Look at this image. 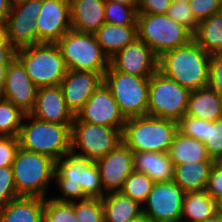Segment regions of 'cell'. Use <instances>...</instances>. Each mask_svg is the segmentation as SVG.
Segmentation results:
<instances>
[{
    "label": "cell",
    "mask_w": 222,
    "mask_h": 222,
    "mask_svg": "<svg viewBox=\"0 0 222 222\" xmlns=\"http://www.w3.org/2000/svg\"><path fill=\"white\" fill-rule=\"evenodd\" d=\"M104 82L100 73L68 70L60 83L68 108L76 115Z\"/></svg>",
    "instance_id": "19"
},
{
    "label": "cell",
    "mask_w": 222,
    "mask_h": 222,
    "mask_svg": "<svg viewBox=\"0 0 222 222\" xmlns=\"http://www.w3.org/2000/svg\"><path fill=\"white\" fill-rule=\"evenodd\" d=\"M208 156L215 162L222 161V118L214 122L207 121L206 141Z\"/></svg>",
    "instance_id": "36"
},
{
    "label": "cell",
    "mask_w": 222,
    "mask_h": 222,
    "mask_svg": "<svg viewBox=\"0 0 222 222\" xmlns=\"http://www.w3.org/2000/svg\"><path fill=\"white\" fill-rule=\"evenodd\" d=\"M12 4L13 0H0V26H4L6 24Z\"/></svg>",
    "instance_id": "46"
},
{
    "label": "cell",
    "mask_w": 222,
    "mask_h": 222,
    "mask_svg": "<svg viewBox=\"0 0 222 222\" xmlns=\"http://www.w3.org/2000/svg\"><path fill=\"white\" fill-rule=\"evenodd\" d=\"M105 22L115 25H137V9L118 2L105 1Z\"/></svg>",
    "instance_id": "33"
},
{
    "label": "cell",
    "mask_w": 222,
    "mask_h": 222,
    "mask_svg": "<svg viewBox=\"0 0 222 222\" xmlns=\"http://www.w3.org/2000/svg\"><path fill=\"white\" fill-rule=\"evenodd\" d=\"M23 119L31 121L21 124L18 134L20 148L47 155L55 161L71 152V125L41 121L30 114H25Z\"/></svg>",
    "instance_id": "4"
},
{
    "label": "cell",
    "mask_w": 222,
    "mask_h": 222,
    "mask_svg": "<svg viewBox=\"0 0 222 222\" xmlns=\"http://www.w3.org/2000/svg\"><path fill=\"white\" fill-rule=\"evenodd\" d=\"M122 143V130L81 121L76 115L71 125V151L93 162ZM80 152H76L77 149Z\"/></svg>",
    "instance_id": "11"
},
{
    "label": "cell",
    "mask_w": 222,
    "mask_h": 222,
    "mask_svg": "<svg viewBox=\"0 0 222 222\" xmlns=\"http://www.w3.org/2000/svg\"><path fill=\"white\" fill-rule=\"evenodd\" d=\"M94 35L102 51L110 59L138 38L137 25L121 26L105 22Z\"/></svg>",
    "instance_id": "23"
},
{
    "label": "cell",
    "mask_w": 222,
    "mask_h": 222,
    "mask_svg": "<svg viewBox=\"0 0 222 222\" xmlns=\"http://www.w3.org/2000/svg\"><path fill=\"white\" fill-rule=\"evenodd\" d=\"M150 77L122 73L110 65L104 84L110 89L125 119L147 115Z\"/></svg>",
    "instance_id": "9"
},
{
    "label": "cell",
    "mask_w": 222,
    "mask_h": 222,
    "mask_svg": "<svg viewBox=\"0 0 222 222\" xmlns=\"http://www.w3.org/2000/svg\"><path fill=\"white\" fill-rule=\"evenodd\" d=\"M185 115L214 122L222 118V98L208 86L191 91Z\"/></svg>",
    "instance_id": "26"
},
{
    "label": "cell",
    "mask_w": 222,
    "mask_h": 222,
    "mask_svg": "<svg viewBox=\"0 0 222 222\" xmlns=\"http://www.w3.org/2000/svg\"><path fill=\"white\" fill-rule=\"evenodd\" d=\"M106 0H69L72 30L94 34L105 23Z\"/></svg>",
    "instance_id": "21"
},
{
    "label": "cell",
    "mask_w": 222,
    "mask_h": 222,
    "mask_svg": "<svg viewBox=\"0 0 222 222\" xmlns=\"http://www.w3.org/2000/svg\"><path fill=\"white\" fill-rule=\"evenodd\" d=\"M171 1H178V2H182V3H190V0H171Z\"/></svg>",
    "instance_id": "53"
},
{
    "label": "cell",
    "mask_w": 222,
    "mask_h": 222,
    "mask_svg": "<svg viewBox=\"0 0 222 222\" xmlns=\"http://www.w3.org/2000/svg\"><path fill=\"white\" fill-rule=\"evenodd\" d=\"M178 130L188 137H193L201 142H205L207 121L193 116L184 115L178 122Z\"/></svg>",
    "instance_id": "38"
},
{
    "label": "cell",
    "mask_w": 222,
    "mask_h": 222,
    "mask_svg": "<svg viewBox=\"0 0 222 222\" xmlns=\"http://www.w3.org/2000/svg\"><path fill=\"white\" fill-rule=\"evenodd\" d=\"M203 222H222V216L217 213L212 218H209L208 220H205Z\"/></svg>",
    "instance_id": "50"
},
{
    "label": "cell",
    "mask_w": 222,
    "mask_h": 222,
    "mask_svg": "<svg viewBox=\"0 0 222 222\" xmlns=\"http://www.w3.org/2000/svg\"><path fill=\"white\" fill-rule=\"evenodd\" d=\"M209 66L210 54L193 39L158 57V71L190 91L208 86Z\"/></svg>",
    "instance_id": "2"
},
{
    "label": "cell",
    "mask_w": 222,
    "mask_h": 222,
    "mask_svg": "<svg viewBox=\"0 0 222 222\" xmlns=\"http://www.w3.org/2000/svg\"><path fill=\"white\" fill-rule=\"evenodd\" d=\"M166 15L186 27L192 34L195 33L199 22L195 19L188 3L171 1Z\"/></svg>",
    "instance_id": "37"
},
{
    "label": "cell",
    "mask_w": 222,
    "mask_h": 222,
    "mask_svg": "<svg viewBox=\"0 0 222 222\" xmlns=\"http://www.w3.org/2000/svg\"><path fill=\"white\" fill-rule=\"evenodd\" d=\"M130 222H151L147 217H145L144 215L140 216L139 218L130 221Z\"/></svg>",
    "instance_id": "51"
},
{
    "label": "cell",
    "mask_w": 222,
    "mask_h": 222,
    "mask_svg": "<svg viewBox=\"0 0 222 222\" xmlns=\"http://www.w3.org/2000/svg\"><path fill=\"white\" fill-rule=\"evenodd\" d=\"M9 65H0V99L4 97V83Z\"/></svg>",
    "instance_id": "47"
},
{
    "label": "cell",
    "mask_w": 222,
    "mask_h": 222,
    "mask_svg": "<svg viewBox=\"0 0 222 222\" xmlns=\"http://www.w3.org/2000/svg\"><path fill=\"white\" fill-rule=\"evenodd\" d=\"M101 201L105 222H130L143 215L142 205L120 191L105 194Z\"/></svg>",
    "instance_id": "27"
},
{
    "label": "cell",
    "mask_w": 222,
    "mask_h": 222,
    "mask_svg": "<svg viewBox=\"0 0 222 222\" xmlns=\"http://www.w3.org/2000/svg\"><path fill=\"white\" fill-rule=\"evenodd\" d=\"M18 197L12 166L0 167V206Z\"/></svg>",
    "instance_id": "39"
},
{
    "label": "cell",
    "mask_w": 222,
    "mask_h": 222,
    "mask_svg": "<svg viewBox=\"0 0 222 222\" xmlns=\"http://www.w3.org/2000/svg\"><path fill=\"white\" fill-rule=\"evenodd\" d=\"M215 161H191L174 164L173 181L184 191H203Z\"/></svg>",
    "instance_id": "25"
},
{
    "label": "cell",
    "mask_w": 222,
    "mask_h": 222,
    "mask_svg": "<svg viewBox=\"0 0 222 222\" xmlns=\"http://www.w3.org/2000/svg\"><path fill=\"white\" fill-rule=\"evenodd\" d=\"M205 190L216 202L222 198V161L214 162Z\"/></svg>",
    "instance_id": "43"
},
{
    "label": "cell",
    "mask_w": 222,
    "mask_h": 222,
    "mask_svg": "<svg viewBox=\"0 0 222 222\" xmlns=\"http://www.w3.org/2000/svg\"><path fill=\"white\" fill-rule=\"evenodd\" d=\"M133 159L134 152L122 142L106 156L95 161L106 194L122 190L125 180L134 171Z\"/></svg>",
    "instance_id": "16"
},
{
    "label": "cell",
    "mask_w": 222,
    "mask_h": 222,
    "mask_svg": "<svg viewBox=\"0 0 222 222\" xmlns=\"http://www.w3.org/2000/svg\"><path fill=\"white\" fill-rule=\"evenodd\" d=\"M109 65L122 73L151 77L158 70V56L137 38L110 58Z\"/></svg>",
    "instance_id": "17"
},
{
    "label": "cell",
    "mask_w": 222,
    "mask_h": 222,
    "mask_svg": "<svg viewBox=\"0 0 222 222\" xmlns=\"http://www.w3.org/2000/svg\"><path fill=\"white\" fill-rule=\"evenodd\" d=\"M12 169L19 196L46 198L47 187L54 179V159L19 148Z\"/></svg>",
    "instance_id": "5"
},
{
    "label": "cell",
    "mask_w": 222,
    "mask_h": 222,
    "mask_svg": "<svg viewBox=\"0 0 222 222\" xmlns=\"http://www.w3.org/2000/svg\"><path fill=\"white\" fill-rule=\"evenodd\" d=\"M44 198L20 196L0 206V222H43Z\"/></svg>",
    "instance_id": "22"
},
{
    "label": "cell",
    "mask_w": 222,
    "mask_h": 222,
    "mask_svg": "<svg viewBox=\"0 0 222 222\" xmlns=\"http://www.w3.org/2000/svg\"><path fill=\"white\" fill-rule=\"evenodd\" d=\"M218 13L222 16V0H221V3H220Z\"/></svg>",
    "instance_id": "54"
},
{
    "label": "cell",
    "mask_w": 222,
    "mask_h": 222,
    "mask_svg": "<svg viewBox=\"0 0 222 222\" xmlns=\"http://www.w3.org/2000/svg\"><path fill=\"white\" fill-rule=\"evenodd\" d=\"M31 116L54 124L72 125L75 115L68 108L60 85L40 87Z\"/></svg>",
    "instance_id": "20"
},
{
    "label": "cell",
    "mask_w": 222,
    "mask_h": 222,
    "mask_svg": "<svg viewBox=\"0 0 222 222\" xmlns=\"http://www.w3.org/2000/svg\"><path fill=\"white\" fill-rule=\"evenodd\" d=\"M37 44H56L71 30L69 0H42V7L36 18Z\"/></svg>",
    "instance_id": "14"
},
{
    "label": "cell",
    "mask_w": 222,
    "mask_h": 222,
    "mask_svg": "<svg viewBox=\"0 0 222 222\" xmlns=\"http://www.w3.org/2000/svg\"><path fill=\"white\" fill-rule=\"evenodd\" d=\"M155 182L146 174L133 171L120 192L143 206Z\"/></svg>",
    "instance_id": "31"
},
{
    "label": "cell",
    "mask_w": 222,
    "mask_h": 222,
    "mask_svg": "<svg viewBox=\"0 0 222 222\" xmlns=\"http://www.w3.org/2000/svg\"><path fill=\"white\" fill-rule=\"evenodd\" d=\"M76 116L81 121L121 130H123L126 121L110 89L104 82L88 99Z\"/></svg>",
    "instance_id": "15"
},
{
    "label": "cell",
    "mask_w": 222,
    "mask_h": 222,
    "mask_svg": "<svg viewBox=\"0 0 222 222\" xmlns=\"http://www.w3.org/2000/svg\"><path fill=\"white\" fill-rule=\"evenodd\" d=\"M56 45L68 70L91 71L104 77L109 67V58L102 51L94 34L71 29Z\"/></svg>",
    "instance_id": "7"
},
{
    "label": "cell",
    "mask_w": 222,
    "mask_h": 222,
    "mask_svg": "<svg viewBox=\"0 0 222 222\" xmlns=\"http://www.w3.org/2000/svg\"><path fill=\"white\" fill-rule=\"evenodd\" d=\"M171 0H138L137 13L166 14Z\"/></svg>",
    "instance_id": "44"
},
{
    "label": "cell",
    "mask_w": 222,
    "mask_h": 222,
    "mask_svg": "<svg viewBox=\"0 0 222 222\" xmlns=\"http://www.w3.org/2000/svg\"><path fill=\"white\" fill-rule=\"evenodd\" d=\"M190 92L157 70L149 81L147 115L179 122L186 114Z\"/></svg>",
    "instance_id": "10"
},
{
    "label": "cell",
    "mask_w": 222,
    "mask_h": 222,
    "mask_svg": "<svg viewBox=\"0 0 222 222\" xmlns=\"http://www.w3.org/2000/svg\"><path fill=\"white\" fill-rule=\"evenodd\" d=\"M16 58L38 88L60 85L68 71L56 44L38 43L19 48Z\"/></svg>",
    "instance_id": "6"
},
{
    "label": "cell",
    "mask_w": 222,
    "mask_h": 222,
    "mask_svg": "<svg viewBox=\"0 0 222 222\" xmlns=\"http://www.w3.org/2000/svg\"><path fill=\"white\" fill-rule=\"evenodd\" d=\"M38 89L16 58L7 69L3 99L11 101L22 112L29 114L35 105Z\"/></svg>",
    "instance_id": "18"
},
{
    "label": "cell",
    "mask_w": 222,
    "mask_h": 222,
    "mask_svg": "<svg viewBox=\"0 0 222 222\" xmlns=\"http://www.w3.org/2000/svg\"><path fill=\"white\" fill-rule=\"evenodd\" d=\"M43 222H77L74 202H61L45 198Z\"/></svg>",
    "instance_id": "34"
},
{
    "label": "cell",
    "mask_w": 222,
    "mask_h": 222,
    "mask_svg": "<svg viewBox=\"0 0 222 222\" xmlns=\"http://www.w3.org/2000/svg\"><path fill=\"white\" fill-rule=\"evenodd\" d=\"M19 148L18 137L0 136V167L12 166Z\"/></svg>",
    "instance_id": "41"
},
{
    "label": "cell",
    "mask_w": 222,
    "mask_h": 222,
    "mask_svg": "<svg viewBox=\"0 0 222 222\" xmlns=\"http://www.w3.org/2000/svg\"><path fill=\"white\" fill-rule=\"evenodd\" d=\"M8 42L6 27L5 25L0 26V48L4 47Z\"/></svg>",
    "instance_id": "48"
},
{
    "label": "cell",
    "mask_w": 222,
    "mask_h": 222,
    "mask_svg": "<svg viewBox=\"0 0 222 222\" xmlns=\"http://www.w3.org/2000/svg\"><path fill=\"white\" fill-rule=\"evenodd\" d=\"M178 122L149 115L128 118L122 130V142L134 153H168Z\"/></svg>",
    "instance_id": "3"
},
{
    "label": "cell",
    "mask_w": 222,
    "mask_h": 222,
    "mask_svg": "<svg viewBox=\"0 0 222 222\" xmlns=\"http://www.w3.org/2000/svg\"><path fill=\"white\" fill-rule=\"evenodd\" d=\"M108 1L122 3L128 6H133L136 9H138V0H108Z\"/></svg>",
    "instance_id": "49"
},
{
    "label": "cell",
    "mask_w": 222,
    "mask_h": 222,
    "mask_svg": "<svg viewBox=\"0 0 222 222\" xmlns=\"http://www.w3.org/2000/svg\"><path fill=\"white\" fill-rule=\"evenodd\" d=\"M217 213L222 216V198L217 201Z\"/></svg>",
    "instance_id": "52"
},
{
    "label": "cell",
    "mask_w": 222,
    "mask_h": 222,
    "mask_svg": "<svg viewBox=\"0 0 222 222\" xmlns=\"http://www.w3.org/2000/svg\"><path fill=\"white\" fill-rule=\"evenodd\" d=\"M74 212L77 222H105L104 208L100 198L74 201Z\"/></svg>",
    "instance_id": "35"
},
{
    "label": "cell",
    "mask_w": 222,
    "mask_h": 222,
    "mask_svg": "<svg viewBox=\"0 0 222 222\" xmlns=\"http://www.w3.org/2000/svg\"><path fill=\"white\" fill-rule=\"evenodd\" d=\"M208 87L222 98V52L210 55Z\"/></svg>",
    "instance_id": "40"
},
{
    "label": "cell",
    "mask_w": 222,
    "mask_h": 222,
    "mask_svg": "<svg viewBox=\"0 0 222 222\" xmlns=\"http://www.w3.org/2000/svg\"><path fill=\"white\" fill-rule=\"evenodd\" d=\"M168 155L173 164H183L191 161H214L208 156L204 142L188 137L179 130L174 135Z\"/></svg>",
    "instance_id": "29"
},
{
    "label": "cell",
    "mask_w": 222,
    "mask_h": 222,
    "mask_svg": "<svg viewBox=\"0 0 222 222\" xmlns=\"http://www.w3.org/2000/svg\"><path fill=\"white\" fill-rule=\"evenodd\" d=\"M193 40L210 55L222 52V16L216 13L200 21Z\"/></svg>",
    "instance_id": "30"
},
{
    "label": "cell",
    "mask_w": 222,
    "mask_h": 222,
    "mask_svg": "<svg viewBox=\"0 0 222 222\" xmlns=\"http://www.w3.org/2000/svg\"><path fill=\"white\" fill-rule=\"evenodd\" d=\"M216 214L217 202L206 190L185 192L181 222H203Z\"/></svg>",
    "instance_id": "28"
},
{
    "label": "cell",
    "mask_w": 222,
    "mask_h": 222,
    "mask_svg": "<svg viewBox=\"0 0 222 222\" xmlns=\"http://www.w3.org/2000/svg\"><path fill=\"white\" fill-rule=\"evenodd\" d=\"M221 0H190V9L195 19L200 22L218 13Z\"/></svg>",
    "instance_id": "42"
},
{
    "label": "cell",
    "mask_w": 222,
    "mask_h": 222,
    "mask_svg": "<svg viewBox=\"0 0 222 222\" xmlns=\"http://www.w3.org/2000/svg\"><path fill=\"white\" fill-rule=\"evenodd\" d=\"M138 39L159 57L162 53L188 44L193 34L166 14L137 13Z\"/></svg>",
    "instance_id": "8"
},
{
    "label": "cell",
    "mask_w": 222,
    "mask_h": 222,
    "mask_svg": "<svg viewBox=\"0 0 222 222\" xmlns=\"http://www.w3.org/2000/svg\"><path fill=\"white\" fill-rule=\"evenodd\" d=\"M134 170L148 175L155 183L173 180L174 164L168 153H134Z\"/></svg>",
    "instance_id": "24"
},
{
    "label": "cell",
    "mask_w": 222,
    "mask_h": 222,
    "mask_svg": "<svg viewBox=\"0 0 222 222\" xmlns=\"http://www.w3.org/2000/svg\"><path fill=\"white\" fill-rule=\"evenodd\" d=\"M185 192L172 180L157 182L149 193L142 213L151 222H181Z\"/></svg>",
    "instance_id": "12"
},
{
    "label": "cell",
    "mask_w": 222,
    "mask_h": 222,
    "mask_svg": "<svg viewBox=\"0 0 222 222\" xmlns=\"http://www.w3.org/2000/svg\"><path fill=\"white\" fill-rule=\"evenodd\" d=\"M17 49L8 42L0 48V65H10L16 59Z\"/></svg>",
    "instance_id": "45"
},
{
    "label": "cell",
    "mask_w": 222,
    "mask_h": 222,
    "mask_svg": "<svg viewBox=\"0 0 222 222\" xmlns=\"http://www.w3.org/2000/svg\"><path fill=\"white\" fill-rule=\"evenodd\" d=\"M54 179L63 195L52 198L57 201L101 199L105 195L96 163L72 151L55 161Z\"/></svg>",
    "instance_id": "1"
},
{
    "label": "cell",
    "mask_w": 222,
    "mask_h": 222,
    "mask_svg": "<svg viewBox=\"0 0 222 222\" xmlns=\"http://www.w3.org/2000/svg\"><path fill=\"white\" fill-rule=\"evenodd\" d=\"M42 0H13L6 20L8 41L16 48L37 44L36 18Z\"/></svg>",
    "instance_id": "13"
},
{
    "label": "cell",
    "mask_w": 222,
    "mask_h": 222,
    "mask_svg": "<svg viewBox=\"0 0 222 222\" xmlns=\"http://www.w3.org/2000/svg\"><path fill=\"white\" fill-rule=\"evenodd\" d=\"M24 116L11 101L0 99V136L18 137Z\"/></svg>",
    "instance_id": "32"
}]
</instances>
